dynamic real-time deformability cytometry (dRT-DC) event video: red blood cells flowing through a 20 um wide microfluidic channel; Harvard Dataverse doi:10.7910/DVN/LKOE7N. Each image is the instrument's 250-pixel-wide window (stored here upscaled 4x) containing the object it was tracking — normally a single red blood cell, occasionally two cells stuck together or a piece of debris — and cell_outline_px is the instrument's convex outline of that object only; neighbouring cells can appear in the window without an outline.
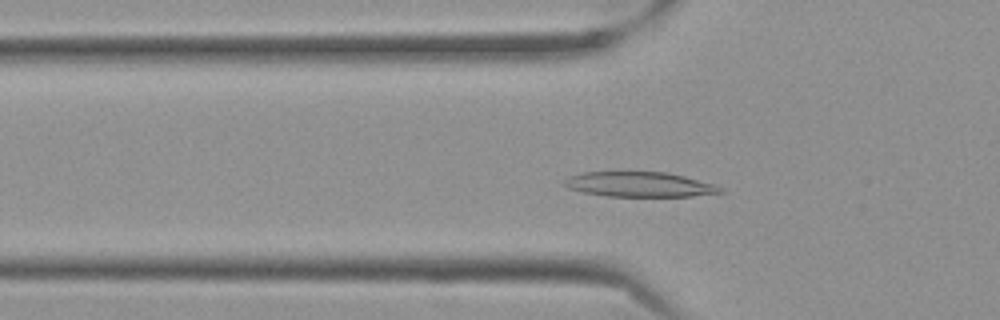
{"species": "Egyptian fruit bat (a non-hibernating species)", "species_latin": "Rousettus aegyptiacus", "temperature_condition": "cold", "stored_images_in_passage": 55, "camera_frame_rate_fps": 3000, "um_per_image_px": 0.085, "frame": {"image": 1, "passage_image": 16, "time_ms": 5.0, "image_size_px": [1000, 320], "cell_outline_px": [[724, 192], [692, 196], [604, 196], [584, 192], [568, 188], [564, 184], [564, 180], [568, 176], [584, 172], [668, 172], [716, 184], [724, 188]], "centroid_in_image_um": [54.39, 15.67], "position_along_channel_um": 71.4, "area_um2": 22.72}}
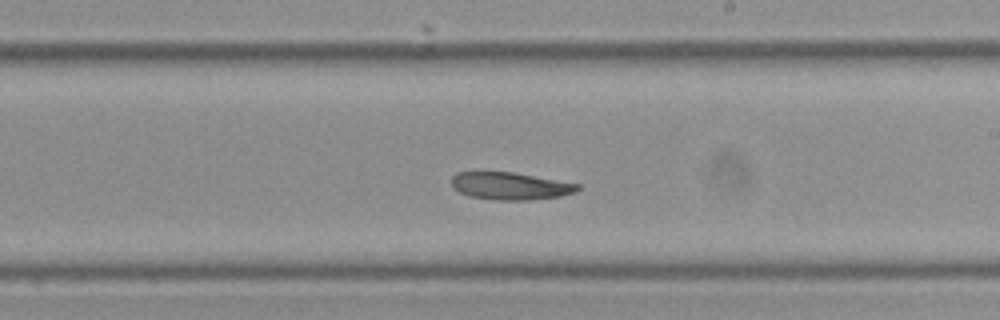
{"frame": {"image": 2, "passage_image": 31, "time_ms": 10.0, "image_size_px": [1000, 320], "cell_outline_px": [[580, 188], [576, 192], [560, 196], [528, 200], [492, 200], [468, 196], [452, 188], [452, 176], [456, 172], [512, 172], [580, 184]], "centroid_in_image_um": [43.35, 15.81], "position_along_channel_um": 245.7, "area_um2": 20.17}}
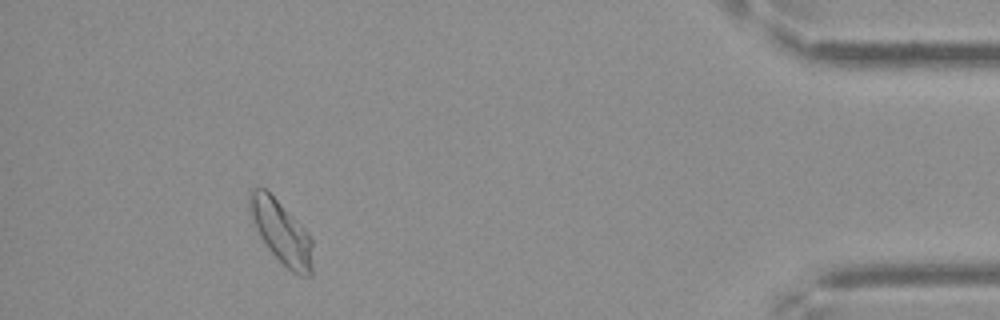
{"frame": {"image": 3, "passage_image": 50, "time_ms": 16.333, "image_size_px": [1000, 320], "cell_outline_px": [[312, 276], [300, 276], [292, 272], [268, 248], [260, 236], [256, 228], [248, 208], [248, 192], [256, 184], [264, 188], [308, 232], [312, 240]], "centroid_in_image_um": [23.89, 19.71], "position_along_channel_um": 411.3, "area_um2": 22.95}, "authors_computed_cell_mechanics": {"area_um2": 22.253, "velocity_mm_per_s": 3.4813, "shape_relaxation_time_tau1_ms": null, "shape_relaxation_time_tau2_ms": 5.9208, "deformation_change_tau1": null, "deformation_change_tau2": 0.0905}}